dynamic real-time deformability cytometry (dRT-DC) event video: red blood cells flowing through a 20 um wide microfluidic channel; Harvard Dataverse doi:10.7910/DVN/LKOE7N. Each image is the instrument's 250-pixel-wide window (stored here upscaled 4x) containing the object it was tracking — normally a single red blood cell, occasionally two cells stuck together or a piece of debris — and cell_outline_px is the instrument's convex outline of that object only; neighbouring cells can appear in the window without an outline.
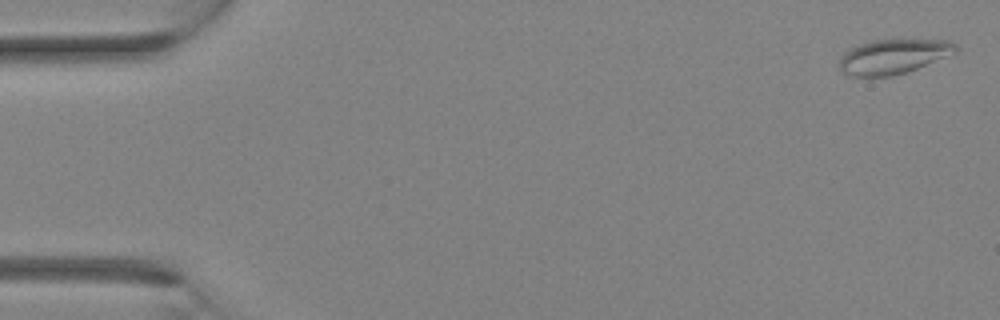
{"species": "Egyptian fruit bat (a non-hibernating species)", "species_latin": "Rousettus aegyptiacus", "temperature_condition": "room temperature", "stored_images_in_passage": 12, "camera_frame_rate_fps": 3000, "um_per_image_px": 0.085, "animal": {"sex": "female"}, "frame": {"image": 1, "passage_image": 1, "time_ms": 0.0, "image_size_px": [1000, 320], "cell_outline_px": [[956, 52], [916, 68], [892, 76], [848, 76], [840, 68], [840, 60], [844, 52], [848, 48], [872, 40], [948, 40], [956, 44]], "centroid_in_image_um": [75.88, 4.8], "position_along_channel_um": 9.1, "area_um2": 23.06}}